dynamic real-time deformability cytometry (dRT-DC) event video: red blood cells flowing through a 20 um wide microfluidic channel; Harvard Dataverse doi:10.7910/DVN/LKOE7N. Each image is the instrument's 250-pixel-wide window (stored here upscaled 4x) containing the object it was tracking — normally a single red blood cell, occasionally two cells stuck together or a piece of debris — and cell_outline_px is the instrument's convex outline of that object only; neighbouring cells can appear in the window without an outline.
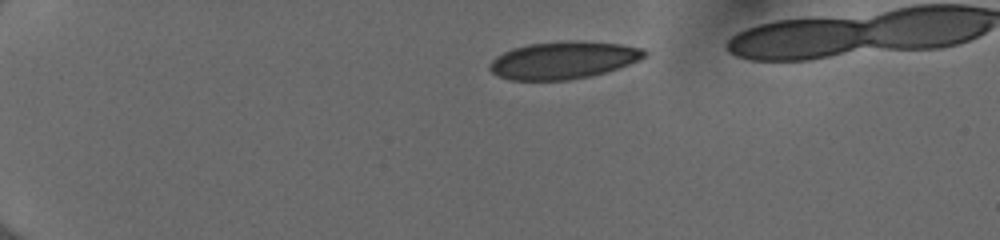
{"species": "human", "species_latin": "Homo sapiens", "temperature_condition": "cold", "stored_images_in_passage": 40, "camera_frame_rate_fps": 3000, "um_per_image_px": 0.085, "donor": {"sex": "female"}, "frame": {"image": 1, "passage_image": 1, "time_ms": 0.0, "image_size_px": [1000, 240], "cell_outline_px": [[648, 56], [640, 60], [604, 72], [588, 76], [568, 80], [512, 80], [500, 76], [492, 72], [488, 68], [488, 64], [496, 56], [512, 48], [528, 44], [568, 40], [580, 40], [620, 44], [644, 48], [648, 52]], "centroid_in_image_um": [47.89, 5.09], "position_along_channel_um": 37.1, "area_um2": 33.81}}
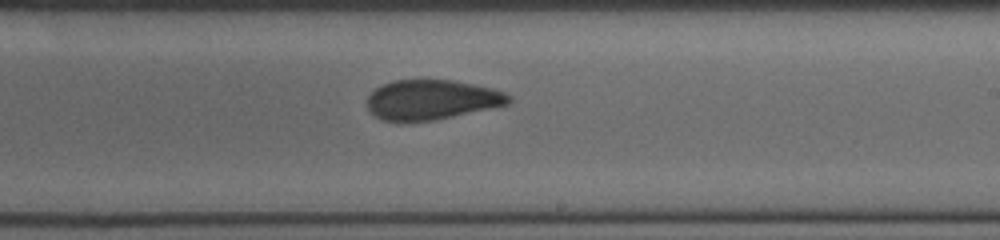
{"frame": {"image": 2, "passage_image": 23, "time_ms": 7.333, "image_size_px": [1000, 240], "cell_outline_px": [[512, 100], [508, 104], [436, 120], [384, 120], [376, 116], [368, 108], [368, 96], [380, 84], [392, 80], [452, 80], [492, 88], [504, 92], [512, 96]], "centroid_in_image_um": [36.71, 8.46], "position_along_channel_um": 252.3, "area_um2": 32.48}}
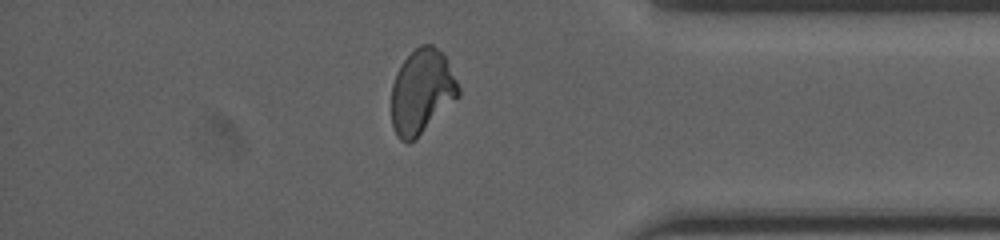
{"frame": {"image": 3, "passage_image": 35, "time_ms": 11.333, "image_size_px": [1000, 240], "cell_outline_px": [[460, 96], [416, 140], [408, 144], [400, 140], [396, 136], [392, 124], [392, 84], [396, 72], [400, 64], [420, 44], [432, 44], [444, 56], [460, 88]], "centroid_in_image_um": [35.84, 7.84], "position_along_channel_um": 399.4, "area_um2": 33.18}}